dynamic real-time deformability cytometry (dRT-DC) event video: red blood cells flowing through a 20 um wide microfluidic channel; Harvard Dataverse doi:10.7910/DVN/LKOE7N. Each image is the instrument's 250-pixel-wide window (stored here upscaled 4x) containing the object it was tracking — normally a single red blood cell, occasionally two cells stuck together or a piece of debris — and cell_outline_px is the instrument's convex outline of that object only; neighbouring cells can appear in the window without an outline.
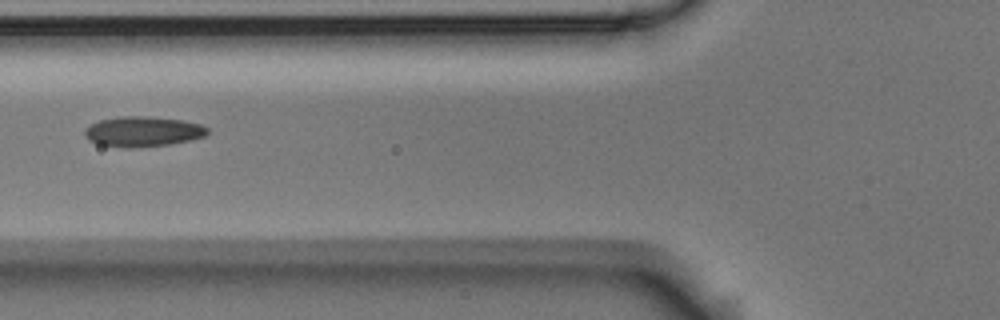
{"species": "Egyptian fruit bat (a non-hibernating species)", "species_latin": "Rousettus aegyptiacus", "temperature_condition": "room temperature", "stored_images_in_passage": 5, "camera_frame_rate_fps": 3000, "um_per_image_px": 0.085, "animal": {"sex": "male"}, "frame": {"image": 1, "passage_image": 3, "time_ms": 0.667, "image_size_px": [1000, 320], "cell_outline_px": [[208, 132], [204, 136], [188, 140], [168, 144], [132, 148], [96, 144], [88, 140], [84, 136], [84, 132], [92, 124], [100, 120], [120, 116], [148, 116], [180, 120], [200, 124], [208, 128]], "centroid_in_image_um": [12.11, 11.18], "position_along_channel_um": 113.7, "area_um2": 21.33}}
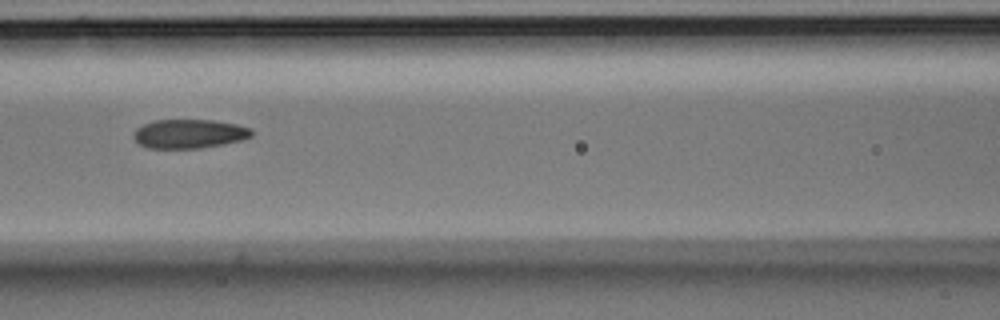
{"frame": {"image": 2, "passage_image": 4, "time_ms": 1.0, "image_size_px": [1000, 320], "cell_outline_px": [[252, 136], [240, 140], [224, 144], [200, 148], [148, 148], [140, 144], [132, 136], [136, 128], [144, 124], [156, 120], [212, 120], [236, 124], [252, 128]], "centroid_in_image_um": [16.08, 11.37], "position_along_channel_um": 150.5, "area_um2": 19.88}}
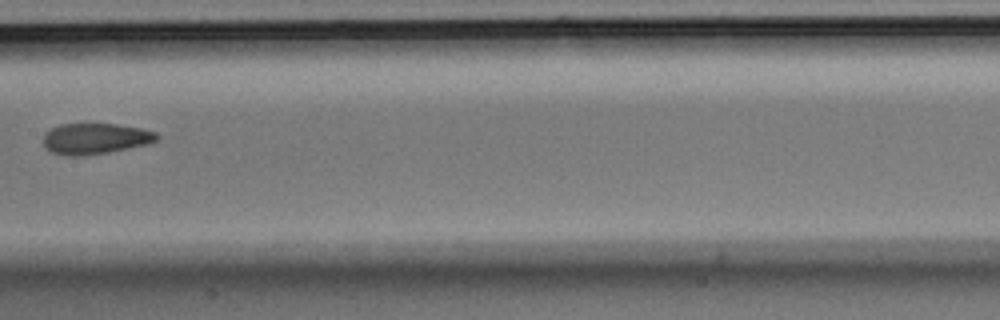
{"frame": {"image": 3, "passage_image": 5, "time_ms": 1.333, "image_size_px": [1000, 320], "cell_outline_px": [[160, 136], [156, 140], [148, 144], [108, 152], [76, 156], [64, 156], [52, 152], [44, 148], [44, 132], [60, 124], [116, 124], [140, 128], [156, 132]], "centroid_in_image_um": [8.07, 11.78], "position_along_channel_um": 199.3, "area_um2": 20.4}}